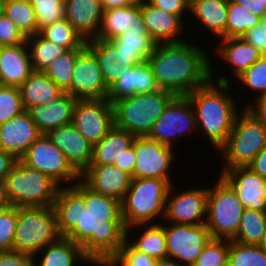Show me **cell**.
<instances>
[{
  "mask_svg": "<svg viewBox=\"0 0 266 266\" xmlns=\"http://www.w3.org/2000/svg\"><path fill=\"white\" fill-rule=\"evenodd\" d=\"M41 135L43 134L26 110L21 115L0 124V149L19 160Z\"/></svg>",
  "mask_w": 266,
  "mask_h": 266,
  "instance_id": "d6986e66",
  "label": "cell"
},
{
  "mask_svg": "<svg viewBox=\"0 0 266 266\" xmlns=\"http://www.w3.org/2000/svg\"><path fill=\"white\" fill-rule=\"evenodd\" d=\"M261 17L249 9L229 0L225 38H241L246 31L259 25Z\"/></svg>",
  "mask_w": 266,
  "mask_h": 266,
  "instance_id": "74e56055",
  "label": "cell"
},
{
  "mask_svg": "<svg viewBox=\"0 0 266 266\" xmlns=\"http://www.w3.org/2000/svg\"><path fill=\"white\" fill-rule=\"evenodd\" d=\"M171 185L165 205V216L162 221L175 224H203L206 220L207 188H186L175 193ZM174 190V191H173ZM174 192V193H173Z\"/></svg>",
  "mask_w": 266,
  "mask_h": 266,
  "instance_id": "9a60e30c",
  "label": "cell"
},
{
  "mask_svg": "<svg viewBox=\"0 0 266 266\" xmlns=\"http://www.w3.org/2000/svg\"><path fill=\"white\" fill-rule=\"evenodd\" d=\"M3 2L4 0H0V14L2 13L3 10Z\"/></svg>",
  "mask_w": 266,
  "mask_h": 266,
  "instance_id": "a7ac6f4b",
  "label": "cell"
},
{
  "mask_svg": "<svg viewBox=\"0 0 266 266\" xmlns=\"http://www.w3.org/2000/svg\"><path fill=\"white\" fill-rule=\"evenodd\" d=\"M219 175L233 188L244 208L266 212V179L248 167H236Z\"/></svg>",
  "mask_w": 266,
  "mask_h": 266,
  "instance_id": "e0dca14e",
  "label": "cell"
},
{
  "mask_svg": "<svg viewBox=\"0 0 266 266\" xmlns=\"http://www.w3.org/2000/svg\"><path fill=\"white\" fill-rule=\"evenodd\" d=\"M134 139V135L114 126L101 141L93 145L90 165H113L132 146Z\"/></svg>",
  "mask_w": 266,
  "mask_h": 266,
  "instance_id": "d6a6232c",
  "label": "cell"
},
{
  "mask_svg": "<svg viewBox=\"0 0 266 266\" xmlns=\"http://www.w3.org/2000/svg\"><path fill=\"white\" fill-rule=\"evenodd\" d=\"M11 206L7 197L5 180L0 179V209Z\"/></svg>",
  "mask_w": 266,
  "mask_h": 266,
  "instance_id": "6125c7cd",
  "label": "cell"
},
{
  "mask_svg": "<svg viewBox=\"0 0 266 266\" xmlns=\"http://www.w3.org/2000/svg\"><path fill=\"white\" fill-rule=\"evenodd\" d=\"M26 37L5 14H0V47L26 43Z\"/></svg>",
  "mask_w": 266,
  "mask_h": 266,
  "instance_id": "f907efd6",
  "label": "cell"
},
{
  "mask_svg": "<svg viewBox=\"0 0 266 266\" xmlns=\"http://www.w3.org/2000/svg\"><path fill=\"white\" fill-rule=\"evenodd\" d=\"M217 178L216 185L207 188L205 224L211 238L232 240L244 207L233 188L220 175Z\"/></svg>",
  "mask_w": 266,
  "mask_h": 266,
  "instance_id": "9c48e42d",
  "label": "cell"
},
{
  "mask_svg": "<svg viewBox=\"0 0 266 266\" xmlns=\"http://www.w3.org/2000/svg\"><path fill=\"white\" fill-rule=\"evenodd\" d=\"M266 146V126L246 107L236 116L226 142L217 150L224 165L221 172L247 167Z\"/></svg>",
  "mask_w": 266,
  "mask_h": 266,
  "instance_id": "8992f818",
  "label": "cell"
},
{
  "mask_svg": "<svg viewBox=\"0 0 266 266\" xmlns=\"http://www.w3.org/2000/svg\"><path fill=\"white\" fill-rule=\"evenodd\" d=\"M130 4H135V5H142L146 3L148 0H127Z\"/></svg>",
  "mask_w": 266,
  "mask_h": 266,
  "instance_id": "003e7915",
  "label": "cell"
},
{
  "mask_svg": "<svg viewBox=\"0 0 266 266\" xmlns=\"http://www.w3.org/2000/svg\"><path fill=\"white\" fill-rule=\"evenodd\" d=\"M253 101L246 102V107L255 117H257L266 126V94L254 98ZM248 103V104H247Z\"/></svg>",
  "mask_w": 266,
  "mask_h": 266,
  "instance_id": "11a10c76",
  "label": "cell"
},
{
  "mask_svg": "<svg viewBox=\"0 0 266 266\" xmlns=\"http://www.w3.org/2000/svg\"><path fill=\"white\" fill-rule=\"evenodd\" d=\"M140 5L130 4L103 11L98 39L110 40L125 34L133 25H143Z\"/></svg>",
  "mask_w": 266,
  "mask_h": 266,
  "instance_id": "1f68e13d",
  "label": "cell"
},
{
  "mask_svg": "<svg viewBox=\"0 0 266 266\" xmlns=\"http://www.w3.org/2000/svg\"><path fill=\"white\" fill-rule=\"evenodd\" d=\"M220 41V42H219ZM219 45L213 49L221 61L230 67L229 71L234 81L243 74L254 62L259 60L263 54L243 38H225L216 41Z\"/></svg>",
  "mask_w": 266,
  "mask_h": 266,
  "instance_id": "4316f807",
  "label": "cell"
},
{
  "mask_svg": "<svg viewBox=\"0 0 266 266\" xmlns=\"http://www.w3.org/2000/svg\"><path fill=\"white\" fill-rule=\"evenodd\" d=\"M77 98L67 92L45 105L34 106L27 111L42 134L72 123Z\"/></svg>",
  "mask_w": 266,
  "mask_h": 266,
  "instance_id": "cb8c5ba5",
  "label": "cell"
},
{
  "mask_svg": "<svg viewBox=\"0 0 266 266\" xmlns=\"http://www.w3.org/2000/svg\"><path fill=\"white\" fill-rule=\"evenodd\" d=\"M242 85L249 89L248 91L256 92L255 98L266 94V56H262L259 60L254 62L243 74H241L233 83ZM239 83V84H238ZM245 87V88H244Z\"/></svg>",
  "mask_w": 266,
  "mask_h": 266,
  "instance_id": "7bdbcfd3",
  "label": "cell"
},
{
  "mask_svg": "<svg viewBox=\"0 0 266 266\" xmlns=\"http://www.w3.org/2000/svg\"><path fill=\"white\" fill-rule=\"evenodd\" d=\"M265 56L266 44H263V26L261 24L249 29L241 37Z\"/></svg>",
  "mask_w": 266,
  "mask_h": 266,
  "instance_id": "db71d44e",
  "label": "cell"
},
{
  "mask_svg": "<svg viewBox=\"0 0 266 266\" xmlns=\"http://www.w3.org/2000/svg\"><path fill=\"white\" fill-rule=\"evenodd\" d=\"M160 224L165 229L167 258L174 259L183 266H192L205 244L211 239L205 223Z\"/></svg>",
  "mask_w": 266,
  "mask_h": 266,
  "instance_id": "7c38bea8",
  "label": "cell"
},
{
  "mask_svg": "<svg viewBox=\"0 0 266 266\" xmlns=\"http://www.w3.org/2000/svg\"><path fill=\"white\" fill-rule=\"evenodd\" d=\"M154 7L172 15H177L185 24L186 15L190 13V0H148Z\"/></svg>",
  "mask_w": 266,
  "mask_h": 266,
  "instance_id": "816d5d0a",
  "label": "cell"
},
{
  "mask_svg": "<svg viewBox=\"0 0 266 266\" xmlns=\"http://www.w3.org/2000/svg\"><path fill=\"white\" fill-rule=\"evenodd\" d=\"M84 49L68 50L57 57L44 71L56 85L71 95L72 71L78 55Z\"/></svg>",
  "mask_w": 266,
  "mask_h": 266,
  "instance_id": "ab89813d",
  "label": "cell"
},
{
  "mask_svg": "<svg viewBox=\"0 0 266 266\" xmlns=\"http://www.w3.org/2000/svg\"><path fill=\"white\" fill-rule=\"evenodd\" d=\"M156 260L136 251L126 240L119 253L107 265L94 266H155Z\"/></svg>",
  "mask_w": 266,
  "mask_h": 266,
  "instance_id": "bcb514c9",
  "label": "cell"
},
{
  "mask_svg": "<svg viewBox=\"0 0 266 266\" xmlns=\"http://www.w3.org/2000/svg\"><path fill=\"white\" fill-rule=\"evenodd\" d=\"M53 208L61 237H66L78 224L80 208L85 209L84 198L72 187H60Z\"/></svg>",
  "mask_w": 266,
  "mask_h": 266,
  "instance_id": "f546056e",
  "label": "cell"
},
{
  "mask_svg": "<svg viewBox=\"0 0 266 266\" xmlns=\"http://www.w3.org/2000/svg\"><path fill=\"white\" fill-rule=\"evenodd\" d=\"M189 40L157 44L147 58L159 88L176 96H187L211 79V53Z\"/></svg>",
  "mask_w": 266,
  "mask_h": 266,
  "instance_id": "7a4b0ae2",
  "label": "cell"
},
{
  "mask_svg": "<svg viewBox=\"0 0 266 266\" xmlns=\"http://www.w3.org/2000/svg\"><path fill=\"white\" fill-rule=\"evenodd\" d=\"M39 33L45 39L57 43L67 50L86 48L85 40L65 18L61 21L42 27Z\"/></svg>",
  "mask_w": 266,
  "mask_h": 266,
  "instance_id": "f35d334b",
  "label": "cell"
},
{
  "mask_svg": "<svg viewBox=\"0 0 266 266\" xmlns=\"http://www.w3.org/2000/svg\"><path fill=\"white\" fill-rule=\"evenodd\" d=\"M134 87L135 94L151 93L160 89L148 61L134 65Z\"/></svg>",
  "mask_w": 266,
  "mask_h": 266,
  "instance_id": "681fc988",
  "label": "cell"
},
{
  "mask_svg": "<svg viewBox=\"0 0 266 266\" xmlns=\"http://www.w3.org/2000/svg\"><path fill=\"white\" fill-rule=\"evenodd\" d=\"M27 43L0 47L2 84L19 87L33 72Z\"/></svg>",
  "mask_w": 266,
  "mask_h": 266,
  "instance_id": "484cf974",
  "label": "cell"
},
{
  "mask_svg": "<svg viewBox=\"0 0 266 266\" xmlns=\"http://www.w3.org/2000/svg\"><path fill=\"white\" fill-rule=\"evenodd\" d=\"M16 162L17 159L13 155L0 149V179L5 180Z\"/></svg>",
  "mask_w": 266,
  "mask_h": 266,
  "instance_id": "91938a15",
  "label": "cell"
},
{
  "mask_svg": "<svg viewBox=\"0 0 266 266\" xmlns=\"http://www.w3.org/2000/svg\"><path fill=\"white\" fill-rule=\"evenodd\" d=\"M260 24L263 26V44H266V15L261 18ZM265 56H266V47H265Z\"/></svg>",
  "mask_w": 266,
  "mask_h": 266,
  "instance_id": "e7e4bbea",
  "label": "cell"
},
{
  "mask_svg": "<svg viewBox=\"0 0 266 266\" xmlns=\"http://www.w3.org/2000/svg\"><path fill=\"white\" fill-rule=\"evenodd\" d=\"M172 184H174L172 180L132 178L130 187L121 201L125 227L158 224L159 221H163L166 199Z\"/></svg>",
  "mask_w": 266,
  "mask_h": 266,
  "instance_id": "277c9868",
  "label": "cell"
},
{
  "mask_svg": "<svg viewBox=\"0 0 266 266\" xmlns=\"http://www.w3.org/2000/svg\"><path fill=\"white\" fill-rule=\"evenodd\" d=\"M0 266H33V256L12 250L0 252Z\"/></svg>",
  "mask_w": 266,
  "mask_h": 266,
  "instance_id": "f5cc1de1",
  "label": "cell"
},
{
  "mask_svg": "<svg viewBox=\"0 0 266 266\" xmlns=\"http://www.w3.org/2000/svg\"><path fill=\"white\" fill-rule=\"evenodd\" d=\"M18 88L25 110L37 105H45L63 93L42 71H33Z\"/></svg>",
  "mask_w": 266,
  "mask_h": 266,
  "instance_id": "4dcf8cb0",
  "label": "cell"
},
{
  "mask_svg": "<svg viewBox=\"0 0 266 266\" xmlns=\"http://www.w3.org/2000/svg\"><path fill=\"white\" fill-rule=\"evenodd\" d=\"M131 175L112 164L89 165L80 180L92 191L122 201L131 183Z\"/></svg>",
  "mask_w": 266,
  "mask_h": 266,
  "instance_id": "ac0fdd59",
  "label": "cell"
},
{
  "mask_svg": "<svg viewBox=\"0 0 266 266\" xmlns=\"http://www.w3.org/2000/svg\"><path fill=\"white\" fill-rule=\"evenodd\" d=\"M25 110L18 87L0 86V124L21 115Z\"/></svg>",
  "mask_w": 266,
  "mask_h": 266,
  "instance_id": "f6af8a7d",
  "label": "cell"
},
{
  "mask_svg": "<svg viewBox=\"0 0 266 266\" xmlns=\"http://www.w3.org/2000/svg\"><path fill=\"white\" fill-rule=\"evenodd\" d=\"M131 230L135 233H132ZM131 234H134V236ZM125 240L136 251L148 255L156 261L167 258L166 234L164 227L160 223L130 226L126 228Z\"/></svg>",
  "mask_w": 266,
  "mask_h": 266,
  "instance_id": "f1b7e54d",
  "label": "cell"
},
{
  "mask_svg": "<svg viewBox=\"0 0 266 266\" xmlns=\"http://www.w3.org/2000/svg\"><path fill=\"white\" fill-rule=\"evenodd\" d=\"M3 84H2V80H1V77H0V86H2Z\"/></svg>",
  "mask_w": 266,
  "mask_h": 266,
  "instance_id": "89a4df30",
  "label": "cell"
},
{
  "mask_svg": "<svg viewBox=\"0 0 266 266\" xmlns=\"http://www.w3.org/2000/svg\"><path fill=\"white\" fill-rule=\"evenodd\" d=\"M17 224V207L0 209V252L11 251Z\"/></svg>",
  "mask_w": 266,
  "mask_h": 266,
  "instance_id": "7dc6e473",
  "label": "cell"
},
{
  "mask_svg": "<svg viewBox=\"0 0 266 266\" xmlns=\"http://www.w3.org/2000/svg\"><path fill=\"white\" fill-rule=\"evenodd\" d=\"M65 19L86 41L98 37L103 8L100 0H64Z\"/></svg>",
  "mask_w": 266,
  "mask_h": 266,
  "instance_id": "603a6c76",
  "label": "cell"
},
{
  "mask_svg": "<svg viewBox=\"0 0 266 266\" xmlns=\"http://www.w3.org/2000/svg\"><path fill=\"white\" fill-rule=\"evenodd\" d=\"M229 239L211 238L192 266H228Z\"/></svg>",
  "mask_w": 266,
  "mask_h": 266,
  "instance_id": "b9f144b4",
  "label": "cell"
},
{
  "mask_svg": "<svg viewBox=\"0 0 266 266\" xmlns=\"http://www.w3.org/2000/svg\"><path fill=\"white\" fill-rule=\"evenodd\" d=\"M110 41L125 55H140L145 61L157 45L148 34L145 24L133 25L125 34L116 36Z\"/></svg>",
  "mask_w": 266,
  "mask_h": 266,
  "instance_id": "836d02e7",
  "label": "cell"
},
{
  "mask_svg": "<svg viewBox=\"0 0 266 266\" xmlns=\"http://www.w3.org/2000/svg\"><path fill=\"white\" fill-rule=\"evenodd\" d=\"M2 13L14 22L26 38L38 33L36 15L30 1L4 0Z\"/></svg>",
  "mask_w": 266,
  "mask_h": 266,
  "instance_id": "d590c367",
  "label": "cell"
},
{
  "mask_svg": "<svg viewBox=\"0 0 266 266\" xmlns=\"http://www.w3.org/2000/svg\"><path fill=\"white\" fill-rule=\"evenodd\" d=\"M235 3L249 9L257 16L263 18L266 15V0H233Z\"/></svg>",
  "mask_w": 266,
  "mask_h": 266,
  "instance_id": "6f0895ef",
  "label": "cell"
},
{
  "mask_svg": "<svg viewBox=\"0 0 266 266\" xmlns=\"http://www.w3.org/2000/svg\"><path fill=\"white\" fill-rule=\"evenodd\" d=\"M108 91L97 59L86 47L72 71L71 95L77 99H106Z\"/></svg>",
  "mask_w": 266,
  "mask_h": 266,
  "instance_id": "2e32d148",
  "label": "cell"
},
{
  "mask_svg": "<svg viewBox=\"0 0 266 266\" xmlns=\"http://www.w3.org/2000/svg\"><path fill=\"white\" fill-rule=\"evenodd\" d=\"M155 266H183V265L179 264L174 259L163 258V259L157 260L155 263Z\"/></svg>",
  "mask_w": 266,
  "mask_h": 266,
  "instance_id": "be15d7a7",
  "label": "cell"
},
{
  "mask_svg": "<svg viewBox=\"0 0 266 266\" xmlns=\"http://www.w3.org/2000/svg\"><path fill=\"white\" fill-rule=\"evenodd\" d=\"M26 43L34 71L44 72L57 57L68 51L57 43L45 39L39 32L27 37Z\"/></svg>",
  "mask_w": 266,
  "mask_h": 266,
  "instance_id": "e575fe53",
  "label": "cell"
},
{
  "mask_svg": "<svg viewBox=\"0 0 266 266\" xmlns=\"http://www.w3.org/2000/svg\"><path fill=\"white\" fill-rule=\"evenodd\" d=\"M46 135L80 174L90 165L93 145L72 124L50 130Z\"/></svg>",
  "mask_w": 266,
  "mask_h": 266,
  "instance_id": "ffe728a7",
  "label": "cell"
},
{
  "mask_svg": "<svg viewBox=\"0 0 266 266\" xmlns=\"http://www.w3.org/2000/svg\"><path fill=\"white\" fill-rule=\"evenodd\" d=\"M71 124L94 145L114 127L113 105L107 99H78Z\"/></svg>",
  "mask_w": 266,
  "mask_h": 266,
  "instance_id": "5bb4252c",
  "label": "cell"
},
{
  "mask_svg": "<svg viewBox=\"0 0 266 266\" xmlns=\"http://www.w3.org/2000/svg\"><path fill=\"white\" fill-rule=\"evenodd\" d=\"M72 187L84 198L78 224L66 236L81 245L83 253L94 265H107L126 239L121 201L92 191L81 180Z\"/></svg>",
  "mask_w": 266,
  "mask_h": 266,
  "instance_id": "6da1fadb",
  "label": "cell"
},
{
  "mask_svg": "<svg viewBox=\"0 0 266 266\" xmlns=\"http://www.w3.org/2000/svg\"><path fill=\"white\" fill-rule=\"evenodd\" d=\"M192 133V134H191ZM197 134L194 109L186 96H176L154 122L148 138L175 148L183 136Z\"/></svg>",
  "mask_w": 266,
  "mask_h": 266,
  "instance_id": "8fae6325",
  "label": "cell"
},
{
  "mask_svg": "<svg viewBox=\"0 0 266 266\" xmlns=\"http://www.w3.org/2000/svg\"><path fill=\"white\" fill-rule=\"evenodd\" d=\"M30 3L35 11L38 32L42 27L65 18L64 0H30Z\"/></svg>",
  "mask_w": 266,
  "mask_h": 266,
  "instance_id": "ee69618b",
  "label": "cell"
},
{
  "mask_svg": "<svg viewBox=\"0 0 266 266\" xmlns=\"http://www.w3.org/2000/svg\"><path fill=\"white\" fill-rule=\"evenodd\" d=\"M175 151L173 148L151 140L147 136L135 137L134 153L136 162L131 177L173 180L171 171L176 166L174 165L176 160Z\"/></svg>",
  "mask_w": 266,
  "mask_h": 266,
  "instance_id": "4fadbf2b",
  "label": "cell"
},
{
  "mask_svg": "<svg viewBox=\"0 0 266 266\" xmlns=\"http://www.w3.org/2000/svg\"><path fill=\"white\" fill-rule=\"evenodd\" d=\"M19 160L29 168L45 173L61 187L72 186L80 180V173L46 134L35 140Z\"/></svg>",
  "mask_w": 266,
  "mask_h": 266,
  "instance_id": "30bf717a",
  "label": "cell"
},
{
  "mask_svg": "<svg viewBox=\"0 0 266 266\" xmlns=\"http://www.w3.org/2000/svg\"><path fill=\"white\" fill-rule=\"evenodd\" d=\"M228 266H266V251L259 245L230 240Z\"/></svg>",
  "mask_w": 266,
  "mask_h": 266,
  "instance_id": "60d3db41",
  "label": "cell"
},
{
  "mask_svg": "<svg viewBox=\"0 0 266 266\" xmlns=\"http://www.w3.org/2000/svg\"><path fill=\"white\" fill-rule=\"evenodd\" d=\"M86 47L96 57L108 88L120 77L122 67H133L145 61L140 55H125L110 40L91 39L86 41Z\"/></svg>",
  "mask_w": 266,
  "mask_h": 266,
  "instance_id": "44dd1931",
  "label": "cell"
},
{
  "mask_svg": "<svg viewBox=\"0 0 266 266\" xmlns=\"http://www.w3.org/2000/svg\"><path fill=\"white\" fill-rule=\"evenodd\" d=\"M136 162V156L134 153V141L130 148L126 150L118 161L113 163V166L118 167L120 170H123L129 173L131 176L133 175V170Z\"/></svg>",
  "mask_w": 266,
  "mask_h": 266,
  "instance_id": "9f6ffc18",
  "label": "cell"
},
{
  "mask_svg": "<svg viewBox=\"0 0 266 266\" xmlns=\"http://www.w3.org/2000/svg\"><path fill=\"white\" fill-rule=\"evenodd\" d=\"M259 246H260L264 251H266V231H265V233H264L263 236H262V239H261V241H260V243H259Z\"/></svg>",
  "mask_w": 266,
  "mask_h": 266,
  "instance_id": "03108f58",
  "label": "cell"
},
{
  "mask_svg": "<svg viewBox=\"0 0 266 266\" xmlns=\"http://www.w3.org/2000/svg\"><path fill=\"white\" fill-rule=\"evenodd\" d=\"M252 172L266 179V146L247 166Z\"/></svg>",
  "mask_w": 266,
  "mask_h": 266,
  "instance_id": "680465c9",
  "label": "cell"
},
{
  "mask_svg": "<svg viewBox=\"0 0 266 266\" xmlns=\"http://www.w3.org/2000/svg\"><path fill=\"white\" fill-rule=\"evenodd\" d=\"M140 8L147 32L157 44L187 40L181 37L186 34L185 23L177 15L164 12L148 1Z\"/></svg>",
  "mask_w": 266,
  "mask_h": 266,
  "instance_id": "7402d4cb",
  "label": "cell"
},
{
  "mask_svg": "<svg viewBox=\"0 0 266 266\" xmlns=\"http://www.w3.org/2000/svg\"><path fill=\"white\" fill-rule=\"evenodd\" d=\"M100 2L104 11L130 5L127 0H100Z\"/></svg>",
  "mask_w": 266,
  "mask_h": 266,
  "instance_id": "94428289",
  "label": "cell"
},
{
  "mask_svg": "<svg viewBox=\"0 0 266 266\" xmlns=\"http://www.w3.org/2000/svg\"><path fill=\"white\" fill-rule=\"evenodd\" d=\"M212 62L211 60V79L186 97L194 109L197 133L199 130L202 132L200 134L204 133L199 137H207L209 146L212 145L211 148L217 152L226 142L236 116L244 107L239 108L236 103L238 99L235 97L234 100L233 94L230 93L233 89L231 77L224 76V74L215 76L216 71Z\"/></svg>",
  "mask_w": 266,
  "mask_h": 266,
  "instance_id": "3957f363",
  "label": "cell"
},
{
  "mask_svg": "<svg viewBox=\"0 0 266 266\" xmlns=\"http://www.w3.org/2000/svg\"><path fill=\"white\" fill-rule=\"evenodd\" d=\"M60 237L53 206L17 207L12 251L34 256Z\"/></svg>",
  "mask_w": 266,
  "mask_h": 266,
  "instance_id": "52a82bcc",
  "label": "cell"
},
{
  "mask_svg": "<svg viewBox=\"0 0 266 266\" xmlns=\"http://www.w3.org/2000/svg\"><path fill=\"white\" fill-rule=\"evenodd\" d=\"M229 0H190V16L196 20L208 35L216 40L225 39V26ZM210 32V33H209Z\"/></svg>",
  "mask_w": 266,
  "mask_h": 266,
  "instance_id": "83f0119b",
  "label": "cell"
},
{
  "mask_svg": "<svg viewBox=\"0 0 266 266\" xmlns=\"http://www.w3.org/2000/svg\"><path fill=\"white\" fill-rule=\"evenodd\" d=\"M119 71L120 77L109 87L106 98L112 104L120 99L135 95L134 66H124Z\"/></svg>",
  "mask_w": 266,
  "mask_h": 266,
  "instance_id": "c3c4849f",
  "label": "cell"
},
{
  "mask_svg": "<svg viewBox=\"0 0 266 266\" xmlns=\"http://www.w3.org/2000/svg\"><path fill=\"white\" fill-rule=\"evenodd\" d=\"M175 97L172 92L159 89L115 101L112 104L114 126L126 130L135 137L148 136L154 122Z\"/></svg>",
  "mask_w": 266,
  "mask_h": 266,
  "instance_id": "5b68a950",
  "label": "cell"
},
{
  "mask_svg": "<svg viewBox=\"0 0 266 266\" xmlns=\"http://www.w3.org/2000/svg\"><path fill=\"white\" fill-rule=\"evenodd\" d=\"M6 193L12 206H53L61 187L51 177L29 168L20 160L5 177Z\"/></svg>",
  "mask_w": 266,
  "mask_h": 266,
  "instance_id": "ba28073f",
  "label": "cell"
},
{
  "mask_svg": "<svg viewBox=\"0 0 266 266\" xmlns=\"http://www.w3.org/2000/svg\"><path fill=\"white\" fill-rule=\"evenodd\" d=\"M266 231V212L244 208L236 236L237 243L259 245Z\"/></svg>",
  "mask_w": 266,
  "mask_h": 266,
  "instance_id": "8d00e7d4",
  "label": "cell"
},
{
  "mask_svg": "<svg viewBox=\"0 0 266 266\" xmlns=\"http://www.w3.org/2000/svg\"><path fill=\"white\" fill-rule=\"evenodd\" d=\"M94 266L83 253L81 245L60 237L33 256V266Z\"/></svg>",
  "mask_w": 266,
  "mask_h": 266,
  "instance_id": "d4e9b609",
  "label": "cell"
}]
</instances>
